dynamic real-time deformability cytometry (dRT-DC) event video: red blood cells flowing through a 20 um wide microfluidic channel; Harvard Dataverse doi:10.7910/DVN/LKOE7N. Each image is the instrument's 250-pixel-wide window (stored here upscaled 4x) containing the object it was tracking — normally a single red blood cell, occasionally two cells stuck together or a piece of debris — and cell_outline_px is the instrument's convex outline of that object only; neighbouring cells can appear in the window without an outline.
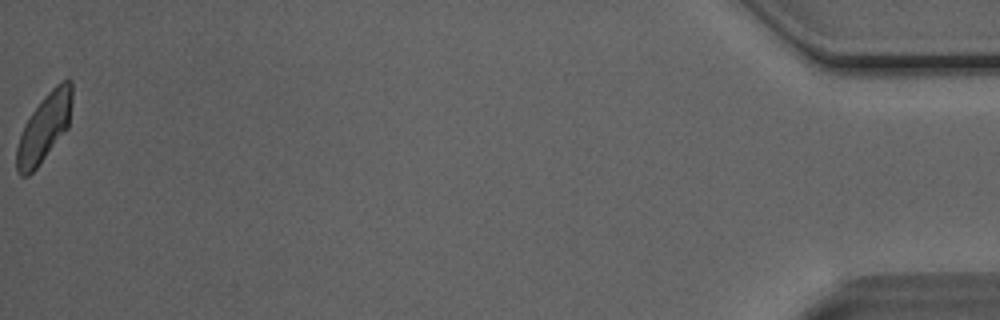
{"species": "Egyptian fruit bat (a non-hibernating species)", "species_latin": "Rousettus aegyptiacus", "temperature_condition": "room temperature", "stored_images_in_passage": 34, "camera_frame_rate_fps": 3000, "um_per_image_px": 0.085, "animal": {"sex": "male"}, "frame": {"image": 1, "passage_image": 34, "time_ms": 11.0, "image_size_px": [1000, 320], "cell_outline_px": [[72, 100], [68, 128], [36, 168], [28, 176], [20, 176], [16, 172], [16, 148], [24, 124], [32, 112], [44, 96], [60, 80], [72, 80]], "centroid_in_image_um": [3.75, 10.85], "position_along_channel_um": 431.4, "area_um2": 21.85}}